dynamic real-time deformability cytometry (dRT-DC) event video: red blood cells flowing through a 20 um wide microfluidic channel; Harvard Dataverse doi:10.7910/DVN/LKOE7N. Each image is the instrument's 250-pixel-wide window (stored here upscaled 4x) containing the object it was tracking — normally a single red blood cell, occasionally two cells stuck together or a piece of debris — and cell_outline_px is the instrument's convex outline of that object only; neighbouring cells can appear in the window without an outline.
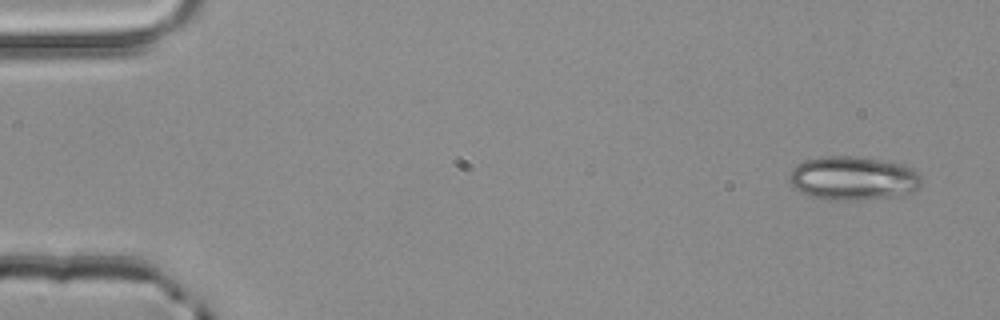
{"species": "common noctule bat (a hibernating species)", "species_latin": "Nyctalus noctula", "temperature_condition": "room temperature", "stored_images_in_passage": 4, "segment_of_instrument_passage": [1, 2], "camera_frame_rate_fps": 3000, "um_per_image_px": 0.085, "animal": {"sex": "male", "body_mass_g": 20.4}, "frame": {"image": 1, "passage_image": 1, "time_ms": 0.0, "image_size_px": [1000, 320], "cell_outline_px": [[920, 188], [904, 196], [856, 200], [828, 200], [812, 196], [792, 188], [788, 180], [788, 176], [792, 168], [796, 164], [804, 160], [824, 156], [860, 156], [904, 164], [912, 168], [920, 176]], "centroid_in_image_um": [72.51, 15.15], "position_along_channel_um": 12.5, "area_um2": 34.33}}